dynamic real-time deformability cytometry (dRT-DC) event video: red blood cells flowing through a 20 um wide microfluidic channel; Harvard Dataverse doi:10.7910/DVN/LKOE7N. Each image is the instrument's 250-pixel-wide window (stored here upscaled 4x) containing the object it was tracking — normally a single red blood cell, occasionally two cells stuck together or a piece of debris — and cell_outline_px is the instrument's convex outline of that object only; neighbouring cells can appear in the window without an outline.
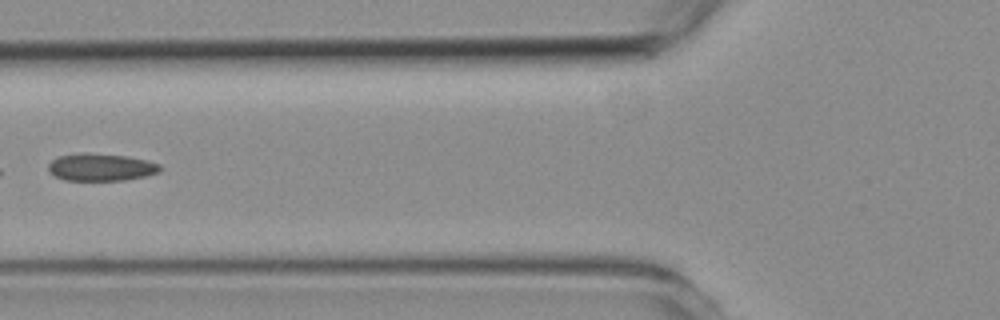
{"species": "common noctule bat (a hibernating species)", "species_latin": "Nyctalus noctula", "temperature_condition": "room temperature", "stored_images_in_passage": 6, "camera_frame_rate_fps": 3000, "um_per_image_px": 0.085, "animal": {"sex": "female", "body_mass_g": 19.3, "forearm_length_mm": 54.1}, "frame": {"image": 1, "passage_image": 6, "time_ms": 6.0, "image_size_px": [1000, 320], "cell_outline_px": [[160, 172], [144, 176], [124, 180], [64, 180], [48, 172], [48, 164], [52, 160], [60, 156], [84, 152], [128, 156], [148, 160], [160, 164]], "centroid_in_image_um": [8.58, 14.2], "position_along_channel_um": 117.2, "area_um2": 17.86}}